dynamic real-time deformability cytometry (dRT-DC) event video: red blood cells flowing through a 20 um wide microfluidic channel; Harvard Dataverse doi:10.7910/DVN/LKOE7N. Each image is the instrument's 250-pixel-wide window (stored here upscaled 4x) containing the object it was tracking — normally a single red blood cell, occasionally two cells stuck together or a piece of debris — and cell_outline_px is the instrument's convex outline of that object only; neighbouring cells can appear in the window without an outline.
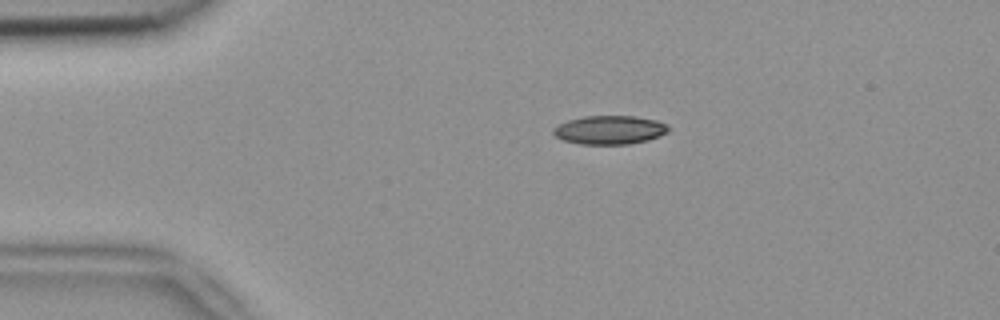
{"species": "common noctule bat (a hibernating species)", "species_latin": "Nyctalus noctula", "temperature_condition": "room temperature", "stored_images_in_passage": 2, "camera_frame_rate_fps": 3000, "um_per_image_px": 0.085, "animal": {"sex": "female", "body_mass_g": 18.4}, "frame": {"image": 1, "passage_image": 1, "time_ms": 0.0, "image_size_px": [1000, 320], "cell_outline_px": [[672, 128], [668, 132], [660, 136], [648, 140], [628, 144], [580, 144], [564, 140], [556, 136], [552, 132], [552, 128], [568, 120], [584, 116], [636, 116], [656, 120], [668, 124]], "centroid_in_image_um": [51.87, 11.04], "position_along_channel_um": 33.1, "area_um2": 19.36}}